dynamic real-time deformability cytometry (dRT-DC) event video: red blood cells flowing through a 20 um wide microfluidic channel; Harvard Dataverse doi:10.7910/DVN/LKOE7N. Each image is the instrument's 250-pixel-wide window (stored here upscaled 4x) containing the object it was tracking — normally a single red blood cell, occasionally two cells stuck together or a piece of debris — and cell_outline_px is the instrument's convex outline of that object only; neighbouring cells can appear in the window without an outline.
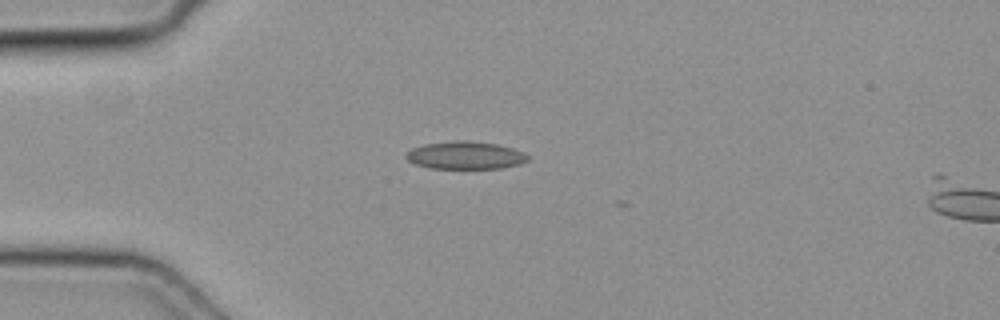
{"species": "common noctule bat (a hibernating species)", "species_latin": "Nyctalus noctula", "temperature_condition": "cold", "stored_images_in_passage": 4, "camera_frame_rate_fps": 3000, "um_per_image_px": 0.085, "animal": {"sex": "female", "body_mass_g": 19.3, "forearm_length_mm": 54.1}, "frame": {"image": 1, "passage_image": 1, "time_ms": 0.0, "image_size_px": [1000, 320], "cell_outline_px": [[528, 160], [520, 164], [500, 168], [428, 168], [416, 164], [408, 160], [404, 156], [412, 148], [424, 144], [456, 140], [468, 140], [496, 144], [512, 148], [524, 152], [528, 156]], "centroid_in_image_um": [39.55, 13.19], "position_along_channel_um": 45.5, "area_um2": 19.59}}